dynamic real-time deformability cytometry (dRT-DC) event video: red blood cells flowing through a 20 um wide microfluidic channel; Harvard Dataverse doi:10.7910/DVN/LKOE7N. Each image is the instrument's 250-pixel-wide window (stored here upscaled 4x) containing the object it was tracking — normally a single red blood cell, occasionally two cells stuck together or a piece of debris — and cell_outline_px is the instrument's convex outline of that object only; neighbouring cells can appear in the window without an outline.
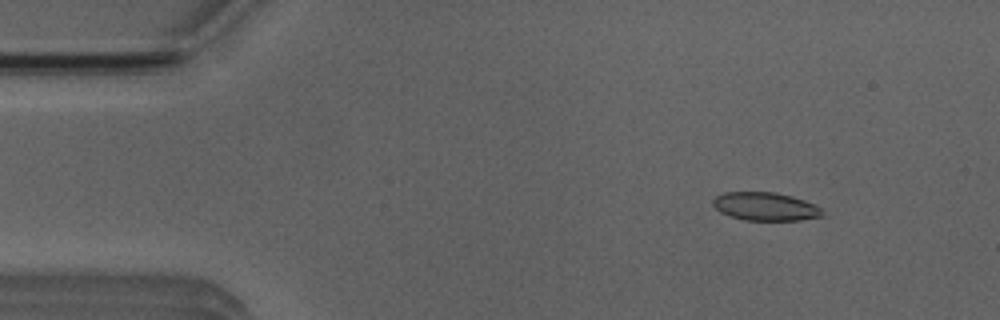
{"species": "Egyptian fruit bat (a non-hibernating species)", "species_latin": "Rousettus aegyptiacus", "temperature_condition": "room temperature", "stored_images_in_passage": 5, "camera_frame_rate_fps": 3000, "um_per_image_px": 0.085, "animal": {"sex": "male"}, "frame": {"image": 1, "passage_image": 2, "time_ms": 1.0, "image_size_px": [1000, 320], "cell_outline_px": [[820, 216], [800, 220], [744, 220], [720, 212], [712, 204], [712, 200], [716, 196], [724, 192], [776, 192], [792, 196], [816, 204], [820, 208]], "centroid_in_image_um": [65.02, 17.54], "position_along_channel_um": 20.0, "area_um2": 17.86}}